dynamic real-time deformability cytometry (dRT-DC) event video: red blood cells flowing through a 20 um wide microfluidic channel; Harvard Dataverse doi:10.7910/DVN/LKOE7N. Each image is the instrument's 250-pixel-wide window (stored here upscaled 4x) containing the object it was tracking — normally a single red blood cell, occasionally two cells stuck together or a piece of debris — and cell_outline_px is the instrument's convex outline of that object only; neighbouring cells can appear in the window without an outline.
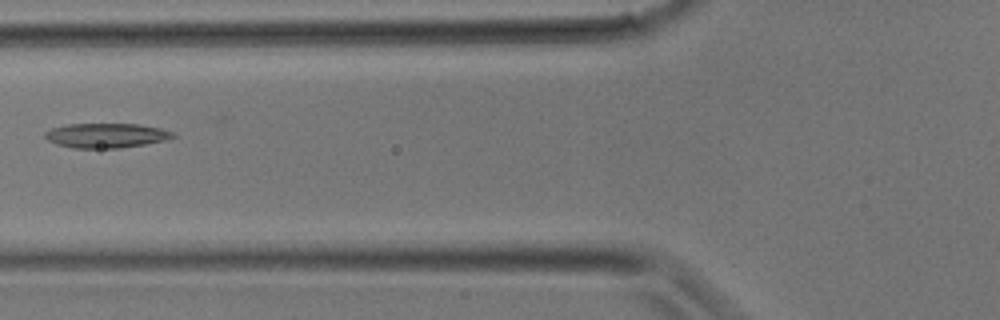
{"species": "common noctule bat (a hibernating species)", "species_latin": "Nyctalus noctula", "temperature_condition": "room temperature", "stored_images_in_passage": 22, "camera_frame_rate_fps": 3000, "um_per_image_px": 0.085, "animal": {"sex": "male", "body_mass_g": 17.9}, "frame": {"image": 1, "passage_image": 13, "time_ms": 4.0, "image_size_px": [1000, 320], "cell_outline_px": [[176, 136], [164, 140], [144, 144], [120, 148], [72, 148], [56, 144], [48, 140], [44, 136], [44, 132], [52, 128], [68, 124], [140, 124], [160, 128], [172, 132]], "centroid_in_image_um": [8.99, 11.51], "position_along_channel_um": 116.8, "area_um2": 18.26}}
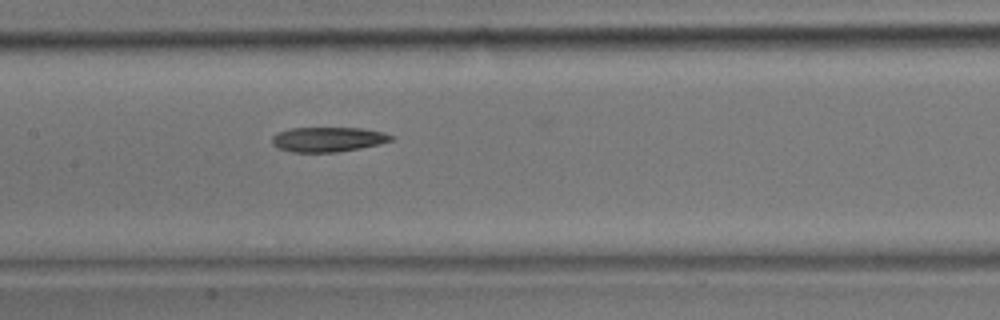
{"frame": {"image": 2, "passage_image": 16, "time_ms": 5.0, "image_size_px": [1000, 320], "cell_outline_px": [[396, 140], [380, 144], [360, 148], [336, 152], [292, 152], [276, 148], [272, 144], [272, 136], [276, 132], [292, 128], [360, 128], [384, 132], [396, 136]], "centroid_in_image_um": [27.9, 11.85], "position_along_channel_um": 179.5, "area_um2": 17.46}}
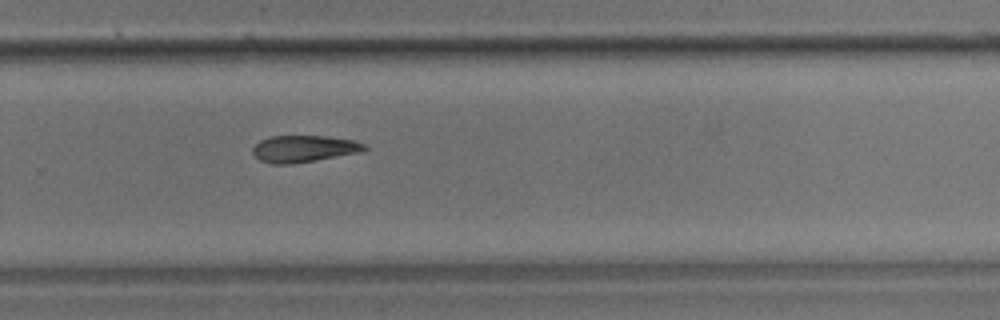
{"frame": {"image": 3, "passage_image": 22, "time_ms": 7.0, "image_size_px": [1000, 320], "cell_outline_px": [[368, 148], [356, 152], [316, 160], [292, 164], [272, 164], [260, 160], [252, 152], [252, 148], [260, 140], [272, 136], [324, 136], [356, 140], [364, 144]], "centroid_in_image_um": [25.79, 12.64], "position_along_channel_um": 304.0, "area_um2": 17.22}}